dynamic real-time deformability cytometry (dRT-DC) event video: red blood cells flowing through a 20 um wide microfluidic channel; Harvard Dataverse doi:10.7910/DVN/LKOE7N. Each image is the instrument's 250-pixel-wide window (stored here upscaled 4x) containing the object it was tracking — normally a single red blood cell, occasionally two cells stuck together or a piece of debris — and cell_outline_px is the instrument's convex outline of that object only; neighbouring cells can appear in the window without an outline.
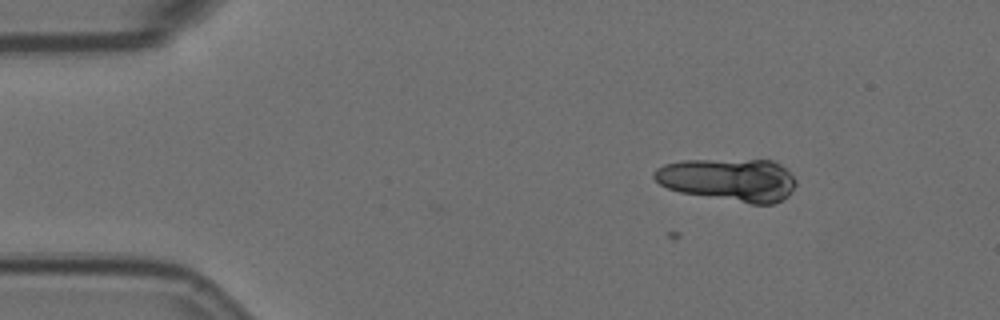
{"species": "Egyptian fruit bat (a non-hibernating species)", "species_latin": "Rousettus aegyptiacus", "temperature_condition": "room temperature", "stored_images_in_passage": 6, "segment_of_instrument_passage": [1, 2], "camera_frame_rate_fps": 3000, "um_per_image_px": 0.085, "animal": {"sex": "female"}, "frame": {"image": 1, "passage_image": 2, "time_ms": 0.333, "image_size_px": [1000, 320], "cell_outline_px": [[796, 184], [788, 196], [772, 204], [752, 204], [680, 192], [668, 188], [660, 184], [652, 176], [652, 172], [656, 168], [664, 164], [680, 160], [772, 160], [780, 164], [796, 180]], "centroid_in_image_um": [61.91, 15.27], "position_along_channel_um": 23.1, "area_um2": 35.37}}